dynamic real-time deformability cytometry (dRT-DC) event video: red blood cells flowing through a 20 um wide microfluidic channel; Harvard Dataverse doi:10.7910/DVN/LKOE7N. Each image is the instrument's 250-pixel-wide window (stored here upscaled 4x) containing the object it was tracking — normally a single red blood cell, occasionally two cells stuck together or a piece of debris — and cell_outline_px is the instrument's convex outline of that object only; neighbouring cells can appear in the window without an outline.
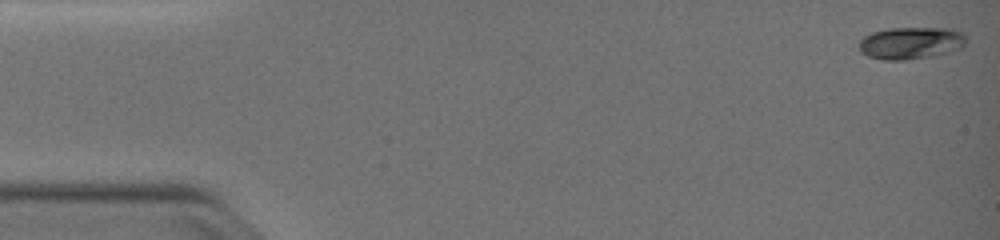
{"species": "common noctule bat (a hibernating species)", "species_latin": "Nyctalus noctula", "temperature_condition": "warm", "stored_images_in_passage": 17, "camera_frame_rate_fps": 3000, "um_per_image_px": 0.085, "animal": {"sex": "female", "body_mass_g": 19.0, "forearm_length_mm": 51.5}, "frame": {"image": 1, "passage_image": 1, "time_ms": 0.0, "image_size_px": [1000, 240], "cell_outline_px": [[964, 44], [960, 48], [928, 56], [904, 60], [884, 60], [868, 56], [860, 52], [856, 44], [864, 36], [872, 32], [888, 28], [952, 28], [960, 32], [964, 36]], "centroid_in_image_um": [77.32, 3.64], "position_along_channel_um": 7.7, "area_um2": 19.88}}
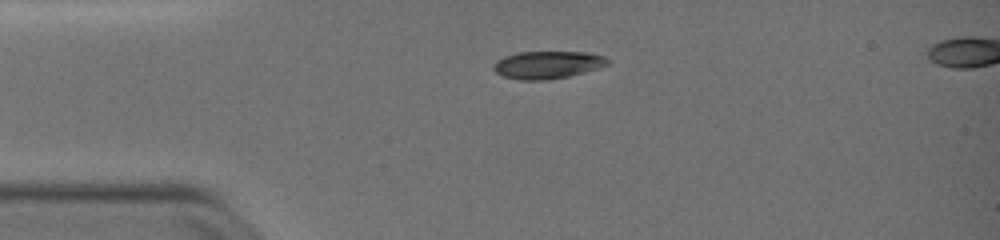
{"frame": {"image": 2, "passage_image": 12, "time_ms": 3.667, "image_size_px": [1000, 240], "cell_outline_px": [[608, 64], [600, 68], [568, 76], [548, 80], [520, 80], [504, 76], [496, 72], [492, 68], [492, 64], [496, 60], [504, 56], [520, 52], [584, 52], [604, 56], [608, 60]], "centroid_in_image_um": [46.51, 5.51], "position_along_channel_um": 38.5, "area_um2": 18.32}}
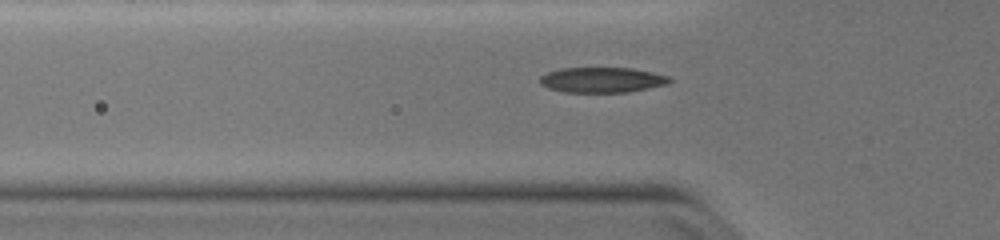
{"frame": {"image": 3, "passage_image": 17, "time_ms": 5.333, "image_size_px": [1000, 240], "cell_outline_px": [[672, 80], [668, 84], [628, 92], [564, 92], [548, 88], [540, 84], [540, 76], [548, 72], [560, 68], [632, 68], [652, 72], [668, 76]], "centroid_in_image_um": [51.16, 6.79], "position_along_channel_um": 74.6, "area_um2": 19.07}}